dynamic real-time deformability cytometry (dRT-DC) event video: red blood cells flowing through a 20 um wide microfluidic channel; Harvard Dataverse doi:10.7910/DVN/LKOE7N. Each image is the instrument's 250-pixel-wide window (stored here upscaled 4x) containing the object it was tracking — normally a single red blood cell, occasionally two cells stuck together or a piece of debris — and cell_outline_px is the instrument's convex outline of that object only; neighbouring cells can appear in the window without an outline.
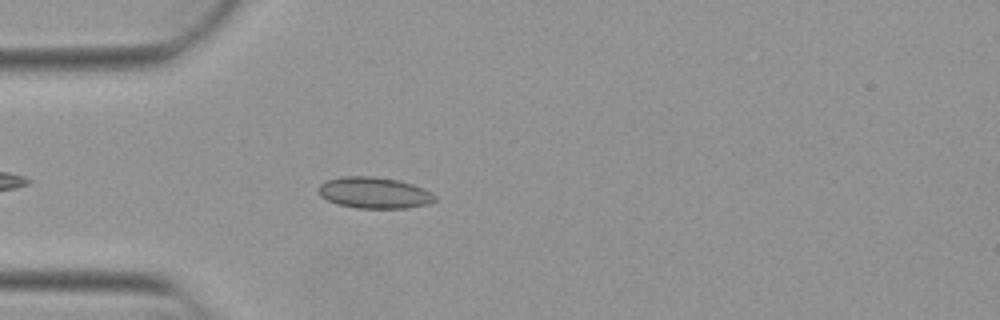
{"species": "Egyptian fruit bat (a non-hibernating species)", "species_latin": "Rousettus aegyptiacus", "temperature_condition": "warm", "stored_images_in_passage": 28, "camera_frame_rate_fps": 3000, "um_per_image_px": 0.085, "animal": {"sex": "female"}, "frame": {"image": 1, "passage_image": 6, "time_ms": 1.667, "image_size_px": [1000, 320], "cell_outline_px": [[436, 200], [428, 204], [408, 208], [356, 208], [336, 204], [320, 196], [316, 188], [320, 184], [328, 180], [344, 176], [376, 176], [396, 180], [412, 184], [424, 188], [432, 192], [436, 196]], "centroid_in_image_um": [31.81, 16.39], "position_along_channel_um": 53.2, "area_um2": 21.39}}
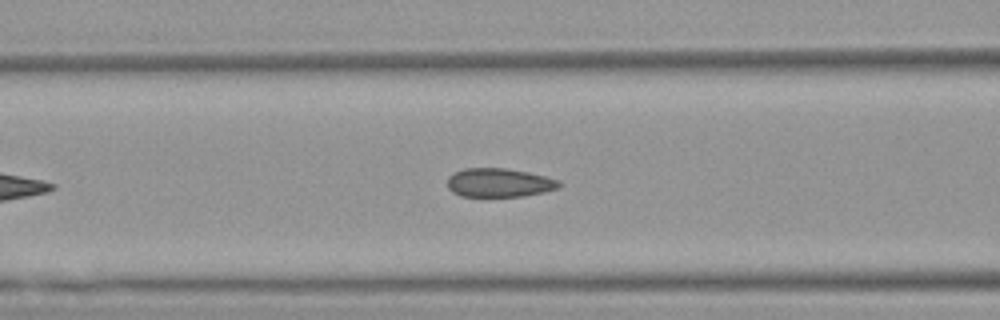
{"frame": {"image": 2, "passage_image": 12, "time_ms": 3.667, "image_size_px": [1000, 320], "cell_outline_px": [[560, 184], [556, 188], [544, 192], [524, 196], [460, 196], [452, 192], [448, 188], [448, 176], [452, 172], [464, 168], [504, 168], [528, 172], [560, 180]], "centroid_in_image_um": [42.38, 15.52], "position_along_channel_um": 124.2, "area_um2": 18.73}}
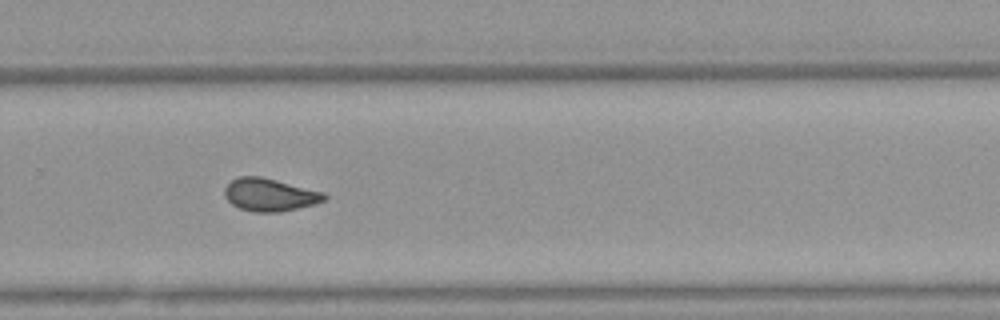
{"frame": {"image": 3, "passage_image": 26, "time_ms": 8.333, "image_size_px": [1000, 320], "cell_outline_px": [[328, 196], [324, 200], [316, 204], [280, 212], [252, 212], [240, 208], [232, 204], [224, 196], [224, 188], [232, 180], [240, 176], [260, 176], [324, 192]], "centroid_in_image_um": [22.93, 16.56], "position_along_channel_um": 306.9, "area_um2": 19.02}}